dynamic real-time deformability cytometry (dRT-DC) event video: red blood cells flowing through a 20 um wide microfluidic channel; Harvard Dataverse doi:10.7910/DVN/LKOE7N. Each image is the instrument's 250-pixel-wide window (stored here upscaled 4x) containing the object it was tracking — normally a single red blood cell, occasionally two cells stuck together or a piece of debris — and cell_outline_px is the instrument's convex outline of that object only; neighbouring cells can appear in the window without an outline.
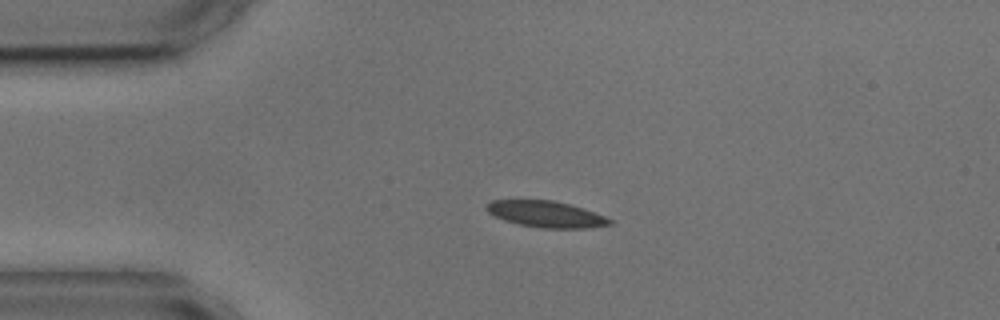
{"species": "common noctule bat (a hibernating species)", "species_latin": "Nyctalus noctula", "temperature_condition": "cold", "stored_images_in_passage": 3, "camera_frame_rate_fps": 3000, "um_per_image_px": 0.085, "animal": {"sex": "male", "body_mass_g": 17.9, "forearm_length_mm": 54.2}, "frame": {"image": 1, "passage_image": 3, "time_ms": 2.333, "image_size_px": [1000, 320], "cell_outline_px": [[612, 224], [592, 228], [544, 228], [520, 224], [504, 220], [488, 212], [484, 208], [484, 204], [492, 200], [552, 200], [584, 208], [604, 216], [612, 220]], "centroid_in_image_um": [46.4, 18.2], "position_along_channel_um": 38.6, "area_um2": 18.84}}